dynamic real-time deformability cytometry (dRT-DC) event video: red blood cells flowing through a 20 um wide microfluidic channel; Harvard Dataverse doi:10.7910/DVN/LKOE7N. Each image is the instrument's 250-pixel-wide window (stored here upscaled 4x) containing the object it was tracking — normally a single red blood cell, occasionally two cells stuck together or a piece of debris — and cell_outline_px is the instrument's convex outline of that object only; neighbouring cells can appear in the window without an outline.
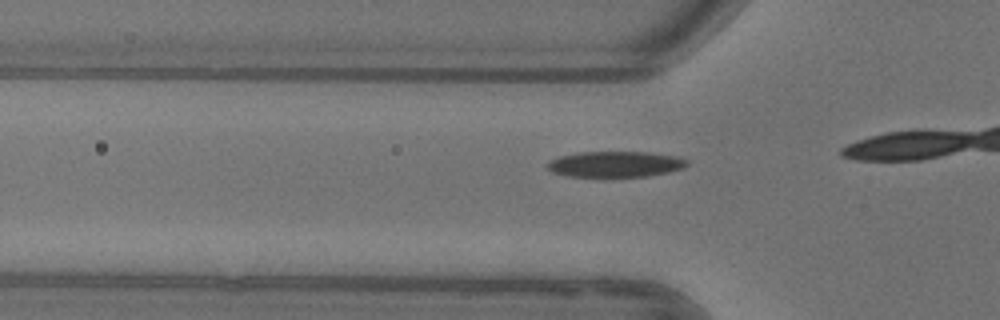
{"species": "common noctule bat (a hibernating species)", "species_latin": "Nyctalus noctula", "temperature_condition": "warm", "stored_images_in_passage": 13, "camera_frame_rate_fps": 3000, "um_per_image_px": 0.085, "animal": {"sex": "female"}, "frame": {"image": 1, "passage_image": 10, "time_ms": 3.0, "image_size_px": [1000, 320], "cell_outline_px": [[688, 164], [684, 168], [668, 172], [648, 176], [568, 176], [552, 172], [548, 168], [548, 160], [560, 156], [580, 152], [648, 152], [676, 156], [688, 160]], "centroid_in_image_um": [52.32, 13.95], "position_along_channel_um": 73.5, "area_um2": 20.87}}